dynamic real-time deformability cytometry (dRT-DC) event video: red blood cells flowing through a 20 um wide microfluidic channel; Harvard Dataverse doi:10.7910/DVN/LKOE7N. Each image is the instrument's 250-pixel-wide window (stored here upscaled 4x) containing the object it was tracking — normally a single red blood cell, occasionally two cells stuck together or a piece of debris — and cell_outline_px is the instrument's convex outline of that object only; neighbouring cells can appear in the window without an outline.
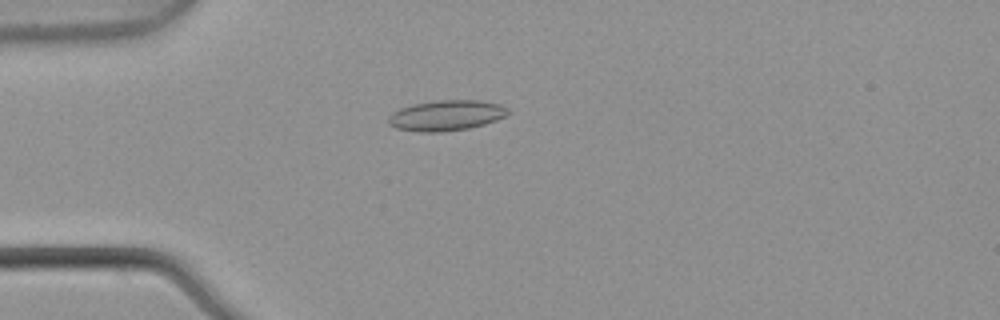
{"species": "common noctule bat (a hibernating species)", "species_latin": "Nyctalus noctula", "temperature_condition": "warm", "stored_images_in_passage": 4, "camera_frame_rate_fps": 3000, "um_per_image_px": 0.085, "animal": {"sex": "male", "body_mass_g": 21.5, "forearm_length_mm": 52.0}, "frame": {"image": 1, "passage_image": 4, "time_ms": 1.0, "image_size_px": [1000, 320], "cell_outline_px": [[512, 112], [496, 120], [484, 124], [468, 128], [440, 132], [420, 132], [396, 128], [388, 124], [388, 116], [392, 112], [400, 108], [412, 104], [440, 100], [480, 100], [500, 104], [508, 108]], "centroid_in_image_um": [37.93, 9.8], "position_along_channel_um": 47.1, "area_um2": 21.33}}